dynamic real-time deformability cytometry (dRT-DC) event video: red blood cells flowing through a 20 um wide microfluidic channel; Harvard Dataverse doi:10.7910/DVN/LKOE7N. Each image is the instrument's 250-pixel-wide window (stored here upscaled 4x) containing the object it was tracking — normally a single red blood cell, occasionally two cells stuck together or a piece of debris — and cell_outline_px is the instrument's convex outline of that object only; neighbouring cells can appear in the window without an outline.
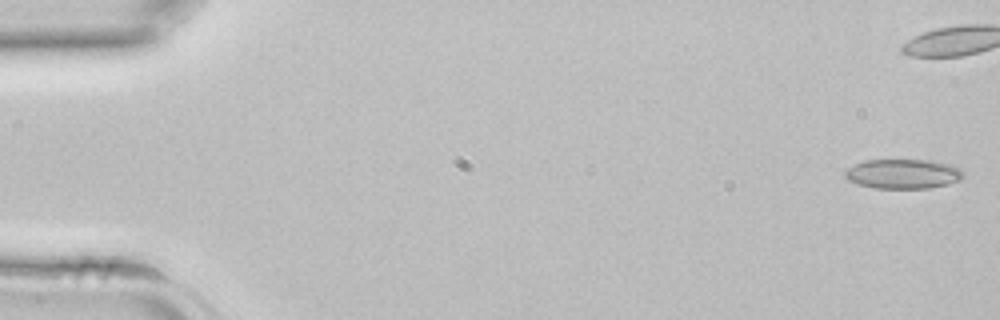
{"species": "common noctule bat (a hibernating species)", "species_latin": "Nyctalus noctula", "temperature_condition": "room temperature", "stored_images_in_passage": 34, "camera_frame_rate_fps": 3000, "um_per_image_px": 0.085, "animal": {"sex": "female", "body_mass_g": 22.7, "forearm_length_mm": 54.2}, "frame": {"image": 1, "passage_image": 1, "time_ms": 0.0, "image_size_px": [1000, 320], "cell_outline_px": [[964, 176], [960, 180], [948, 184], [928, 188], [876, 188], [860, 184], [848, 180], [844, 176], [844, 172], [848, 168], [864, 160], [932, 160], [952, 164], [960, 168], [964, 172]], "centroid_in_image_um": [76.8, 14.77], "position_along_channel_um": 8.2, "area_um2": 20.46}}